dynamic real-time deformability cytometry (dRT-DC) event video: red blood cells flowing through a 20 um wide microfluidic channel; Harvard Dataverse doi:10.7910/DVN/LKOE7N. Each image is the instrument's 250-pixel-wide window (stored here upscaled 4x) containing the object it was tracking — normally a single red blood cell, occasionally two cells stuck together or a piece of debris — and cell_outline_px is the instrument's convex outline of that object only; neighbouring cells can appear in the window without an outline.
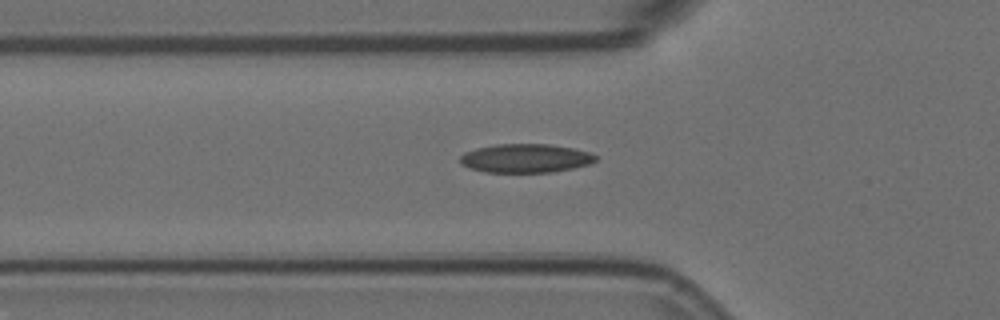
{"species": "Egyptian fruit bat (a non-hibernating species)", "species_latin": "Rousettus aegyptiacus", "temperature_condition": "room temperature", "stored_images_in_passage": 36, "camera_frame_rate_fps": 3000, "um_per_image_px": 0.085, "animal": {"sex": "female"}, "frame": {"image": 1, "passage_image": 4, "time_ms": 1.0, "image_size_px": [1000, 320], "cell_outline_px": [[596, 160], [592, 164], [552, 172], [484, 172], [468, 168], [460, 164], [460, 156], [464, 152], [476, 148], [496, 144], [548, 144], [572, 148], [588, 152], [596, 156]], "centroid_in_image_um": [44.63, 13.45], "position_along_channel_um": 81.2, "area_um2": 22.77}}
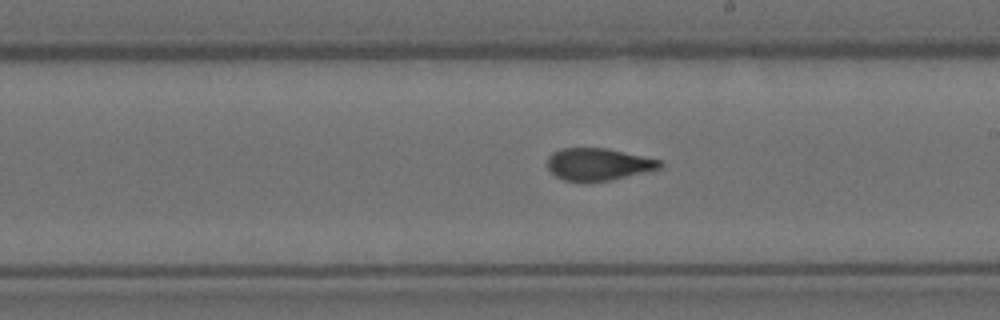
{"frame": {"image": 2, "passage_image": 17, "time_ms": 5.333, "image_size_px": [1000, 320], "cell_outline_px": [[664, 164], [660, 168], [648, 172], [608, 180], [564, 180], [556, 176], [548, 168], [548, 156], [552, 152], [560, 148], [608, 148], [660, 160]], "centroid_in_image_um": [50.87, 13.94], "position_along_channel_um": 238.1, "area_um2": 20.87}}
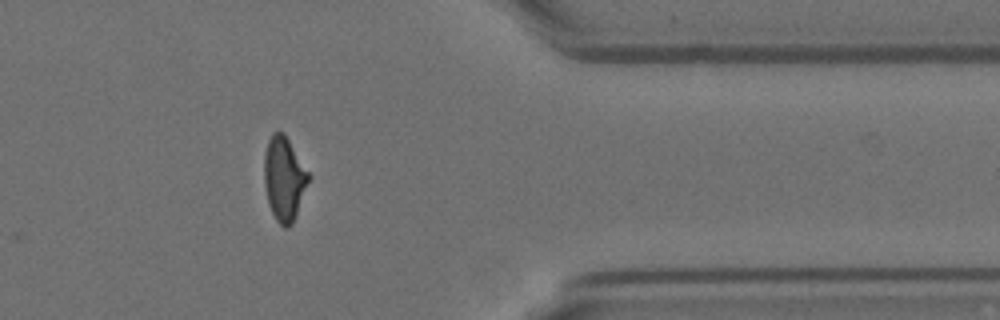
{"frame": {"image": 3, "passage_image": 31, "time_ms": 10.0, "image_size_px": [1000, 320], "cell_outline_px": [[312, 176], [296, 216], [292, 224], [288, 228], [284, 228], [276, 220], [268, 204], [264, 184], [264, 152], [268, 140], [272, 132], [284, 132]], "centroid_in_image_um": [24.17, 15.18], "position_along_channel_um": 387.2, "area_um2": 22.2}, "authors_computed_cell_mechanics": {"area_um2": 22.1374, "velocity_mm_per_s": 3.607, "shape_relaxation_time_tau1_ms": null, "shape_relaxation_time_tau2_ms": 1.6944, "deformation_change_tau1": null, "deformation_change_tau2": 0.0774}}